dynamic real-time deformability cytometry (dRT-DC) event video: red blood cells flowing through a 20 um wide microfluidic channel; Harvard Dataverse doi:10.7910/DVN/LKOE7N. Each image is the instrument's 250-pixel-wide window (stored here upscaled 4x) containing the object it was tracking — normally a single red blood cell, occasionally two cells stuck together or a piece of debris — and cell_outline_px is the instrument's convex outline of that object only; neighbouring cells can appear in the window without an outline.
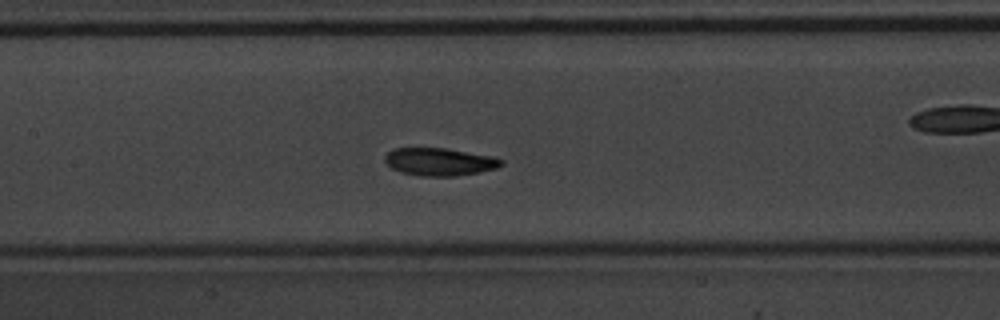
{"species": "common noctule bat (a hibernating species)", "species_latin": "Nyctalus noctula", "temperature_condition": "warm", "stored_images_in_passage": 45, "camera_frame_rate_fps": 3000, "um_per_image_px": 0.085, "animal": {"sex": "male", "body_mass_g": 20.1, "forearm_length_mm": 53.5}, "frame": {"image": 1, "passage_image": 26, "time_ms": 8.333, "image_size_px": [1000, 320], "cell_outline_px": [[504, 164], [496, 168], [456, 176], [420, 176], [400, 172], [392, 168], [384, 160], [384, 156], [392, 148], [448, 148], [492, 156], [504, 160]], "centroid_in_image_um": [37.35, 13.74], "position_along_channel_um": 170.1, "area_um2": 18.84}, "authors_computed_cell_mechanics": {"area_um2": 18.7272, "velocity_mm_per_s": 3.9656, "shape_relaxation_time_tau1_ms": 1.7373, "shape_relaxation_time_tau2_ms": 2.5032, "deformation_change_tau1": 0.0995, "deformation_change_tau2": 0.0966}}